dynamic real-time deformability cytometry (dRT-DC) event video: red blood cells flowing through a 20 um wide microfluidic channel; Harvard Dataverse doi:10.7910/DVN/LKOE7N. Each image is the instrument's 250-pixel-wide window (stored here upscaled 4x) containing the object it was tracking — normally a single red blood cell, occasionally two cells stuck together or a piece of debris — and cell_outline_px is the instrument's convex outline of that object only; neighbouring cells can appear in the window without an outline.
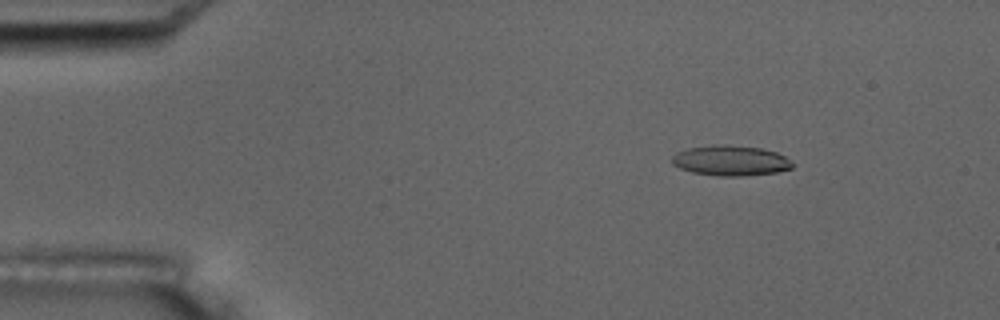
{"species": "common noctule bat (a hibernating species)", "species_latin": "Nyctalus noctula", "temperature_condition": "room temperature", "stored_images_in_passage": 7, "camera_frame_rate_fps": 3000, "um_per_image_px": 0.085, "animal": {"sex": "male", "body_mass_g": 17.5, "forearm_length_mm": 52.3}, "frame": {"image": 1, "passage_image": 3, "time_ms": 2.333, "image_size_px": [1000, 320], "cell_outline_px": [[796, 164], [792, 168], [776, 172], [744, 176], [720, 176], [692, 172], [680, 168], [672, 164], [672, 156], [676, 152], [688, 148], [712, 144], [728, 144], [760, 148], [776, 152], [784, 156]], "centroid_in_image_um": [62.1, 13.64], "position_along_channel_um": 22.9, "area_um2": 21.44}}